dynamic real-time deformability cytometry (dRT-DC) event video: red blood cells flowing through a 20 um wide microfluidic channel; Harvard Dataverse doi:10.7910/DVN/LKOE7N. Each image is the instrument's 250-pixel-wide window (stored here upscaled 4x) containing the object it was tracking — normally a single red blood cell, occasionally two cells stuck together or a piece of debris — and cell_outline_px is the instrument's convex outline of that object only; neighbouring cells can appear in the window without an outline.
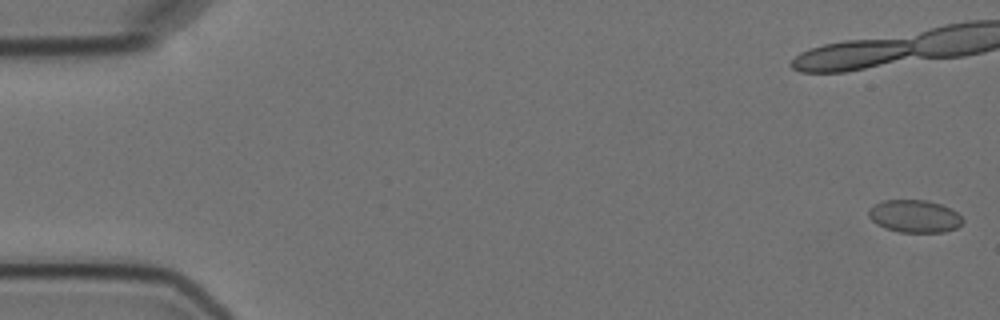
{"species": "Egyptian fruit bat (a non-hibernating species)", "species_latin": "Rousettus aegyptiacus", "temperature_condition": "cold", "stored_images_in_passage": 8, "camera_frame_rate_fps": 3000, "um_per_image_px": 0.085, "animal": {"sex": "female"}, "frame": {"image": 1, "passage_image": 1, "time_ms": 0.0, "image_size_px": [1000, 320], "cell_outline_px": [[964, 220], [956, 228], [944, 232], [900, 232], [884, 228], [876, 224], [868, 216], [868, 208], [884, 200], [928, 200], [940, 204], [956, 212]], "centroid_in_image_um": [77.7, 18.38], "position_along_channel_um": 7.3, "area_um2": 17.8}}
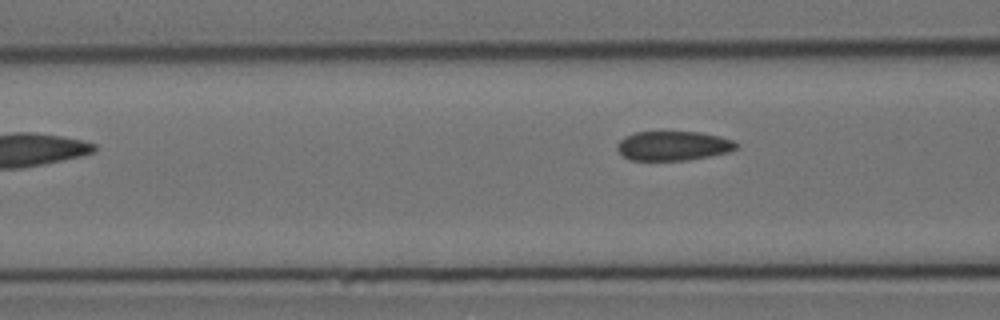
{"frame": {"image": 2, "passage_image": 8, "time_ms": 9.333, "image_size_px": [1000, 320], "cell_outline_px": [[740, 144], [736, 148], [728, 152], [688, 160], [628, 160], [616, 148], [616, 144], [624, 136], [636, 132], [700, 132], [720, 136], [736, 140]], "centroid_in_image_um": [57.24, 12.39], "position_along_channel_um": 109.4, "area_um2": 20.52}}